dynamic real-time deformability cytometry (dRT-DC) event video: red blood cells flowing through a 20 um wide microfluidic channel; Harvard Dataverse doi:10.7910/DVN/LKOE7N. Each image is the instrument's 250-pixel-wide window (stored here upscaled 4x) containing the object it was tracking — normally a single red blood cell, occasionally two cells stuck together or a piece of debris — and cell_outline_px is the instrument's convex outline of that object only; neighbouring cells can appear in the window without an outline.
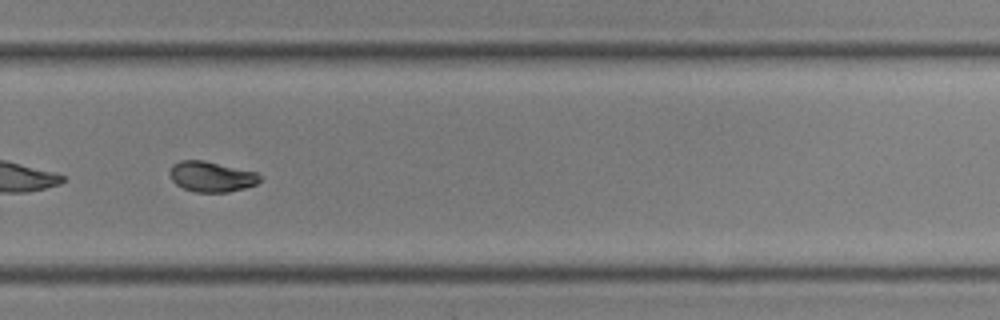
{"species": "common noctule bat (a hibernating species)", "species_latin": "Nyctalus noctula", "temperature_condition": "room temperature", "stored_images_in_passage": 42, "camera_frame_rate_fps": 3000, "um_per_image_px": 0.085, "animal": {"sex": "male", "body_mass_g": 19.0, "forearm_length_mm": 50.8}, "frame": {"image": 1, "passage_image": 30, "time_ms": 9.667, "image_size_px": [1000, 320], "cell_outline_px": [[264, 180], [256, 184], [244, 188], [228, 192], [196, 192], [184, 188], [176, 184], [172, 180], [168, 172], [172, 164], [180, 160], [204, 160], [256, 172], [264, 176]], "centroid_in_image_um": [18.0, 15.0], "position_along_channel_um": 311.8, "area_um2": 16.18}}